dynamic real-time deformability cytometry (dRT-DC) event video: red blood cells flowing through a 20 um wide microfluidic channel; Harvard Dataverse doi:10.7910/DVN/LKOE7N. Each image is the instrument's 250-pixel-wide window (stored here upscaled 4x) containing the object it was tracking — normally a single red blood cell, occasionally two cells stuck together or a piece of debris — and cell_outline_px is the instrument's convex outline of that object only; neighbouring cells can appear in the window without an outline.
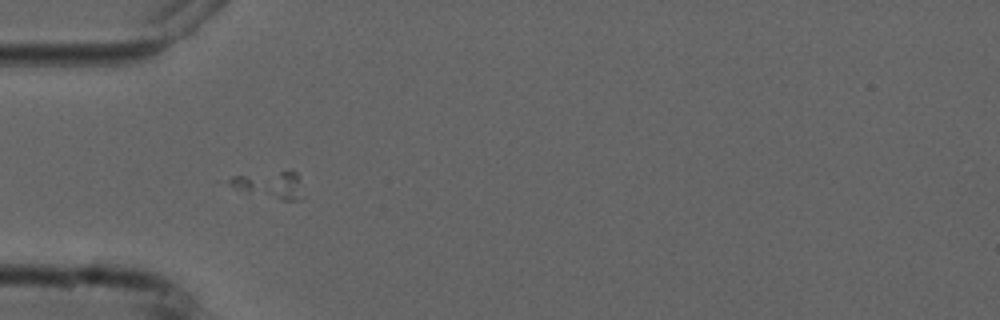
{"species": "common noctule bat (a hibernating species)", "species_latin": "Nyctalus noctula", "temperature_condition": "cold", "stored_images_in_passage": 1, "camera_frame_rate_fps": 3000, "um_per_image_px": 0.085, "animal": {"sex": "male", "forearm_length_mm": 52.5}, "frame": {"image": 1, "passage_image": 1, "time_ms": 0.0, "image_size_px": [1000, 320], "cell_outline_px": [[300, 200], [280, 200], [232, 184], [228, 180], [232, 176], [280, 172], [296, 172], [300, 180]], "centroid_in_image_um": [23.06, 15.69], "position_along_channel_um": 61.9, "area_um2": 10.29}}